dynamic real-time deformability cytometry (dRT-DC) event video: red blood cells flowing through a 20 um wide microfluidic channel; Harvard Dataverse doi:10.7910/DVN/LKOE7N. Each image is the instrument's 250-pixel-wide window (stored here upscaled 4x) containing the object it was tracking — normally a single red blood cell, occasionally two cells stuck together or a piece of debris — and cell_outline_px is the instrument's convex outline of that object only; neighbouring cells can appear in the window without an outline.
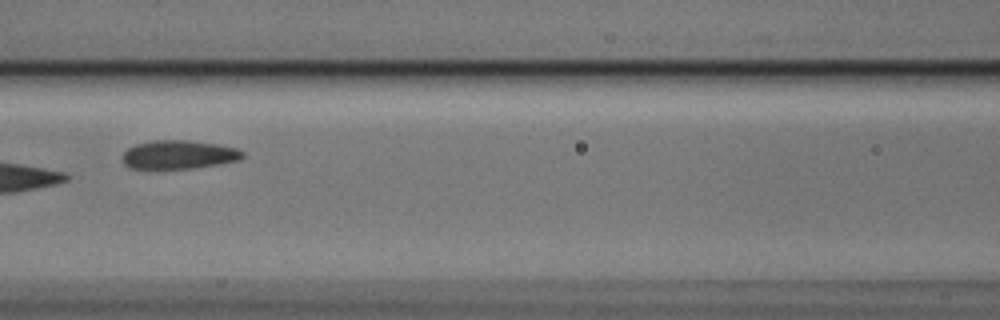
{"species": "Egyptian fruit bat (a non-hibernating species)", "species_latin": "Rousettus aegyptiacus", "temperature_condition": "cold", "stored_images_in_passage": 6, "camera_frame_rate_fps": 3000, "um_per_image_px": 0.085, "animal": {"sex": "male"}, "frame": {"image": 1, "passage_image": 4, "time_ms": 1.0, "image_size_px": [1000, 320], "cell_outline_px": [[244, 156], [240, 160], [192, 168], [128, 168], [124, 164], [120, 156], [128, 148], [136, 144], [152, 140], [188, 140], [216, 144], [236, 148], [244, 152]], "centroid_in_image_um": [15.16, 13.13], "position_along_channel_um": 151.4, "area_um2": 20.0}}
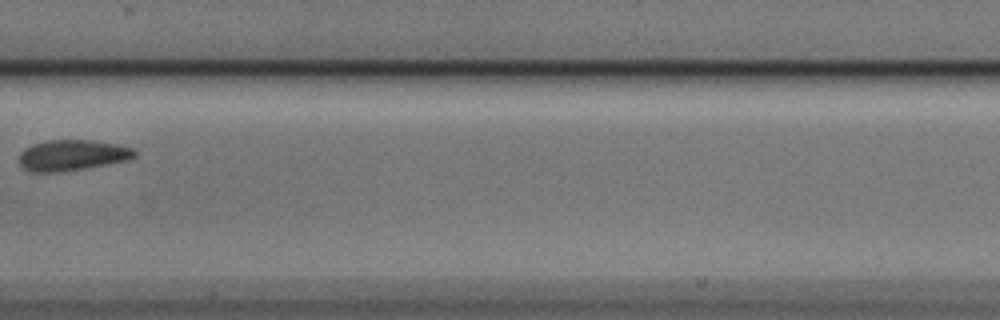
{"frame": {"image": 2, "passage_image": 5, "time_ms": 1.333, "image_size_px": [1000, 320], "cell_outline_px": [[136, 156], [128, 160], [84, 168], [60, 172], [32, 172], [24, 168], [20, 164], [20, 152], [24, 148], [32, 144], [44, 140], [92, 140], [116, 144], [132, 148], [136, 152]], "centroid_in_image_um": [6.11, 13.18], "position_along_channel_um": 201.3, "area_um2": 20.69}}
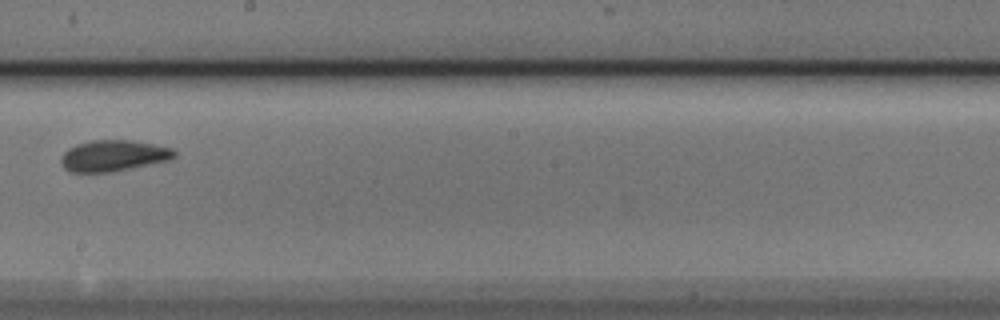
{"frame": {"image": 3, "passage_image": 6, "time_ms": 1.667, "image_size_px": [1000, 320], "cell_outline_px": [[176, 156], [168, 160], [112, 172], [72, 172], [64, 168], [60, 160], [60, 156], [68, 148], [76, 144], [92, 140], [128, 140], [156, 144], [172, 148], [176, 152]], "centroid_in_image_um": [9.62, 13.23], "position_along_channel_um": 238.6, "area_um2": 20.58}}